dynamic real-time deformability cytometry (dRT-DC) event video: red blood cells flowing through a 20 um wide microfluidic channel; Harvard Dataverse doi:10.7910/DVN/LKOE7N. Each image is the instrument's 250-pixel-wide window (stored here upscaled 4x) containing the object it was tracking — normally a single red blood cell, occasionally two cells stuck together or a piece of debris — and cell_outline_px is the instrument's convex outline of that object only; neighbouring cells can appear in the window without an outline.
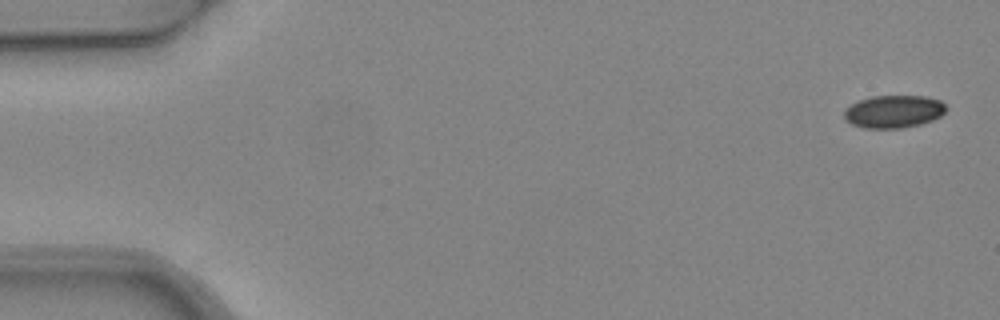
{"species": "common noctule bat (a hibernating species)", "species_latin": "Nyctalus noctula", "temperature_condition": "warm", "stored_images_in_passage": 4, "camera_frame_rate_fps": 3000, "um_per_image_px": 0.085, "animal": {"sex": "female", "body_mass_g": 24.6, "forearm_length_mm": 56.2}, "frame": {"image": 1, "passage_image": 1, "time_ms": 0.0, "image_size_px": [1000, 320], "cell_outline_px": [[944, 112], [940, 116], [932, 120], [920, 124], [900, 128], [864, 128], [852, 124], [844, 120], [844, 108], [860, 100], [872, 96], [924, 96], [940, 100], [944, 104]], "centroid_in_image_um": [75.92, 9.48], "position_along_channel_um": 9.1, "area_um2": 19.31}}
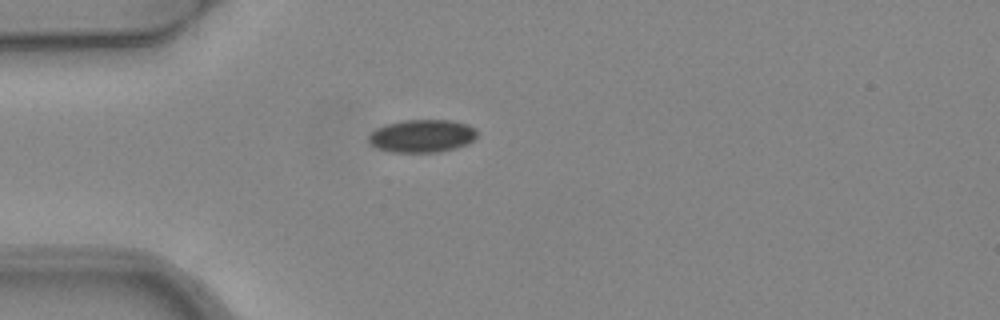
{"frame": {"image": 2, "passage_image": 4, "time_ms": 1.0, "image_size_px": [1000, 320], "cell_outline_px": [[476, 136], [468, 144], [456, 148], [440, 152], [388, 152], [376, 148], [368, 140], [368, 136], [376, 128], [384, 124], [404, 120], [452, 120], [468, 124], [476, 128]], "centroid_in_image_um": [35.87, 11.55], "position_along_channel_um": 49.1, "area_um2": 20.98}}